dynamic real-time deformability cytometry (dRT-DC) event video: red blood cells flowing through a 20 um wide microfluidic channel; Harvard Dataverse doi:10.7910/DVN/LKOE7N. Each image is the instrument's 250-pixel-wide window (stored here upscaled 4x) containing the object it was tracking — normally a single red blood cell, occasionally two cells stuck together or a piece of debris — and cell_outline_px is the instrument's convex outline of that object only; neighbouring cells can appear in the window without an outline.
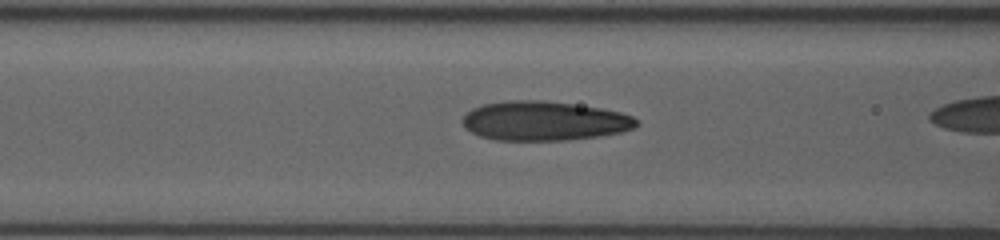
{"species": "human", "species_latin": "Homo sapiens", "temperature_condition": "room temperature", "stored_images_in_passage": 34, "camera_frame_rate_fps": 3000, "um_per_image_px": 0.085, "donor": {"sex": "female"}, "frame": {"image": 1, "passage_image": 13, "time_ms": 4.0, "image_size_px": [1000, 240], "cell_outline_px": [[640, 120], [632, 128], [620, 132], [596, 136], [568, 140], [496, 140], [480, 136], [464, 128], [460, 120], [472, 108], [484, 104], [504, 100], [544, 100], [600, 108], [620, 112], [632, 116]], "centroid_in_image_um": [46.2, 10.27], "position_along_channel_um": 120.4, "area_um2": 39.82}}
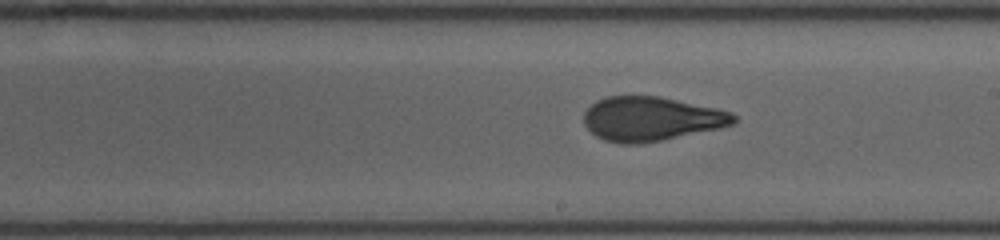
{"frame": {"image": 2, "passage_image": 22, "time_ms": 7.0, "image_size_px": [1000, 240], "cell_outline_px": [[736, 120], [732, 124], [720, 128], [640, 144], [624, 144], [604, 140], [596, 136], [584, 124], [584, 112], [596, 100], [608, 96], [660, 96], [716, 108], [732, 112], [736, 116]], "centroid_in_image_um": [55.34, 10.09], "position_along_channel_um": 233.7, "area_um2": 38.44}}
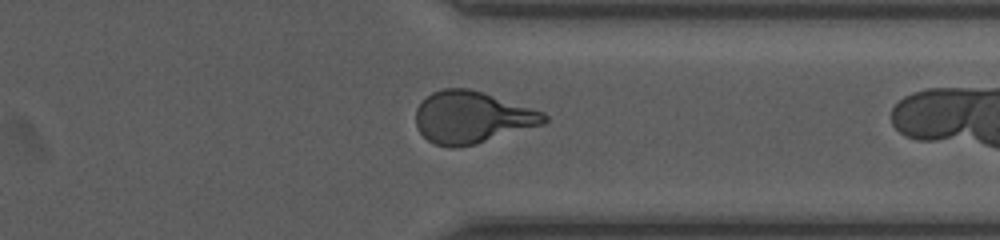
{"frame": {"image": 3, "passage_image": 33, "time_ms": 10.667, "image_size_px": [1000, 240], "cell_outline_px": [[548, 120], [544, 124], [476, 144], [452, 148], [436, 144], [428, 140], [416, 128], [416, 108], [432, 92], [444, 88], [468, 88], [484, 92], [544, 112], [548, 116]], "centroid_in_image_um": [40.13, 9.97], "position_along_channel_um": 371.3, "area_um2": 38.84}}